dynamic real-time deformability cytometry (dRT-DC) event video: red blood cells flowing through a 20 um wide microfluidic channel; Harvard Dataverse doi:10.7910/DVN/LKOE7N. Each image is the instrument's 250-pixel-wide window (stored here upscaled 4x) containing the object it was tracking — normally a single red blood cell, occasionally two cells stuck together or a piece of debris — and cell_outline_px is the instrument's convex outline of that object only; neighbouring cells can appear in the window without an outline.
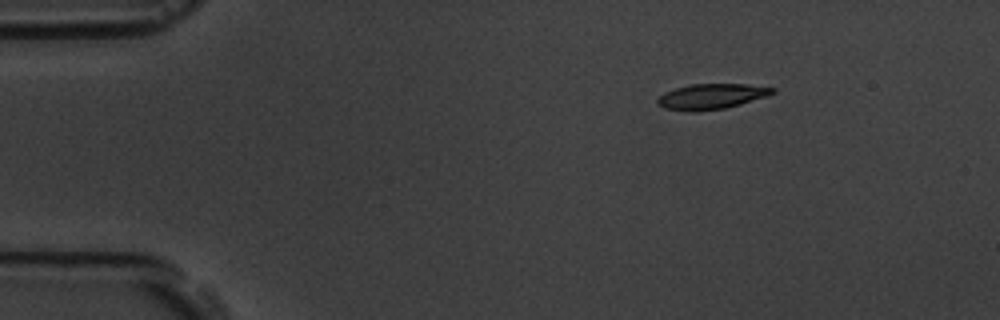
{"species": "common noctule bat (a hibernating species)", "species_latin": "Nyctalus noctula", "temperature_condition": "room temperature", "stored_images_in_passage": 11, "camera_frame_rate_fps": 3000, "um_per_image_px": 0.085, "animal": {"sex": "male", "body_mass_g": 19.5, "forearm_length_mm": 54.6}, "frame": {"image": 1, "passage_image": 2, "time_ms": 2.0, "image_size_px": [1000, 320], "cell_outline_px": [[776, 92], [768, 96], [740, 104], [724, 108], [696, 112], [692, 112], [664, 108], [656, 104], [656, 100], [664, 92], [676, 88], [692, 84], [744, 84], [776, 88]], "centroid_in_image_um": [60.46, 8.2], "position_along_channel_um": 24.5, "area_um2": 17.05}}
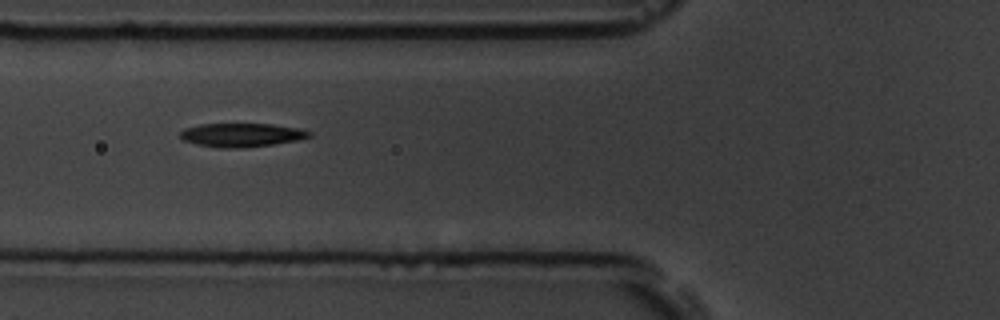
{"frame": {"image": 2, "passage_image": 6, "time_ms": 6.333, "image_size_px": [1000, 320], "cell_outline_px": [[312, 136], [296, 140], [272, 144], [240, 148], [216, 148], [196, 144], [184, 140], [180, 136], [180, 132], [184, 128], [200, 124], [272, 124], [300, 128], [312, 132]], "centroid_in_image_um": [20.53, 11.47], "position_along_channel_um": 105.3, "area_um2": 17.8}}
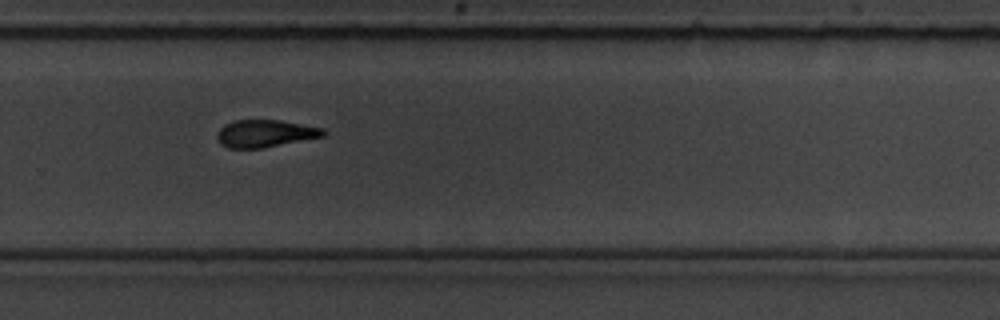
{"frame": {"image": 3, "passage_image": 11, "time_ms": 12.0, "image_size_px": [1000, 320], "cell_outline_px": [[324, 136], [264, 148], [228, 148], [220, 144], [216, 136], [220, 128], [224, 124], [232, 120], [280, 120], [324, 128]], "centroid_in_image_um": [22.5, 11.34], "position_along_channel_um": 307.3, "area_um2": 16.99}}